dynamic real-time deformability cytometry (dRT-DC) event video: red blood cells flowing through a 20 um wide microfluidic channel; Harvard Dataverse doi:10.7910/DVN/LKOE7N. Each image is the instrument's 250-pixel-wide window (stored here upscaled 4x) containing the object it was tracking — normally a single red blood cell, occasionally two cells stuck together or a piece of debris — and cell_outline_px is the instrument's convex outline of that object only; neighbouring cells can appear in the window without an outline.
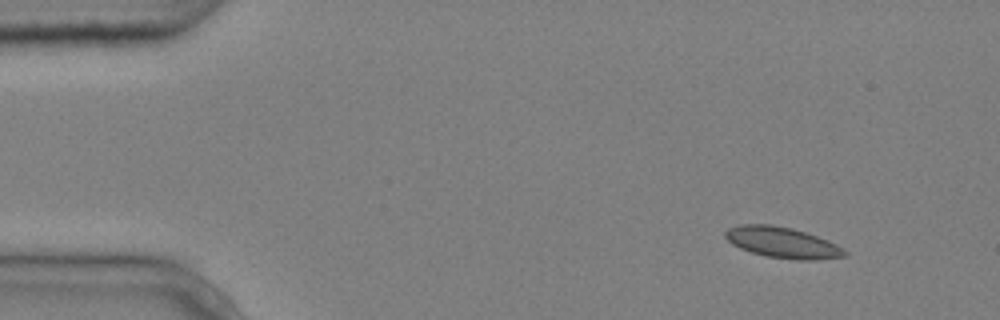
{"species": "common noctule bat (a hibernating species)", "species_latin": "Nyctalus noctula", "temperature_condition": "cold", "stored_images_in_passage": 4, "camera_frame_rate_fps": 3000, "um_per_image_px": 0.085, "animal": {"sex": "male", "body_mass_g": 20.4}, "frame": {"image": 1, "passage_image": 1, "time_ms": 0.0, "image_size_px": [1000, 320], "cell_outline_px": [[848, 256], [816, 260], [796, 260], [764, 256], [740, 248], [732, 244], [724, 236], [724, 232], [728, 228], [740, 224], [772, 224], [792, 228], [828, 240], [844, 248], [848, 252]], "centroid_in_image_um": [66.52, 20.62], "position_along_channel_um": 18.5, "area_um2": 21.68}}
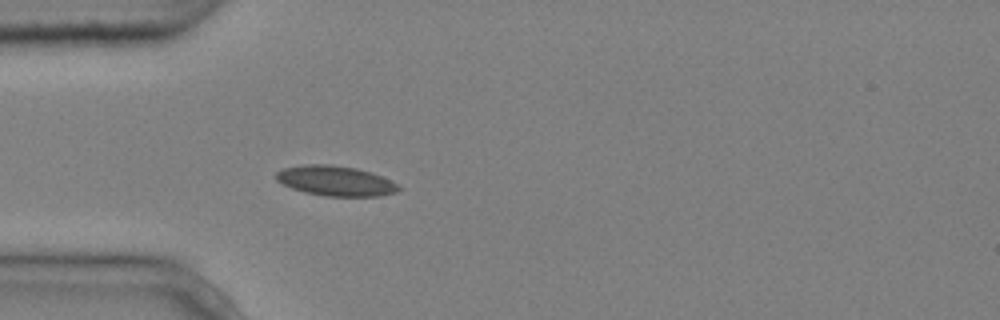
{"frame": {"image": 2, "passage_image": 4, "time_ms": 1.0, "image_size_px": [1000, 320], "cell_outline_px": [[404, 188], [396, 192], [380, 196], [324, 196], [304, 192], [292, 188], [276, 180], [276, 172], [284, 168], [300, 164], [328, 164], [356, 168], [372, 172]], "centroid_in_image_um": [28.51, 15.37], "position_along_channel_um": 56.5, "area_um2": 21.44}}